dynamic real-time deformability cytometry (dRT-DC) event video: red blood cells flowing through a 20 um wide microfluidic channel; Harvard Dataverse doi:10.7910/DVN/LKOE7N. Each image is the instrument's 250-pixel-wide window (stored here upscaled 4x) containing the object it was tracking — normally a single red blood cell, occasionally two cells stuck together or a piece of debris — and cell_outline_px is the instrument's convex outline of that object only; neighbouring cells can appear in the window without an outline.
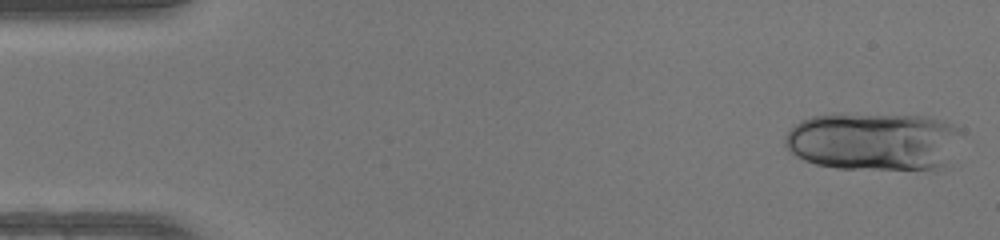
{"species": "human", "species_latin": "Homo sapiens", "temperature_condition": "warm", "stored_images_in_passage": 29, "segment_of_instrument_passage": [1, 2], "camera_frame_rate_fps": 3000, "um_per_image_px": 0.085, "donor": {"sex": "female"}, "frame": {"image": 1, "passage_image": 1, "time_ms": 0.0, "image_size_px": [1000, 240], "cell_outline_px": [[964, 136], [948, 164], [944, 168], [936, 172], [932, 172], [836, 168], [816, 164], [804, 160], [796, 156], [784, 144], [784, 136], [800, 120], [812, 116], [840, 112], [928, 116], [952, 124], [960, 128]], "centroid_in_image_um": [74.38, 12.04], "position_along_channel_um": 10.6, "area_um2": 62.54}}
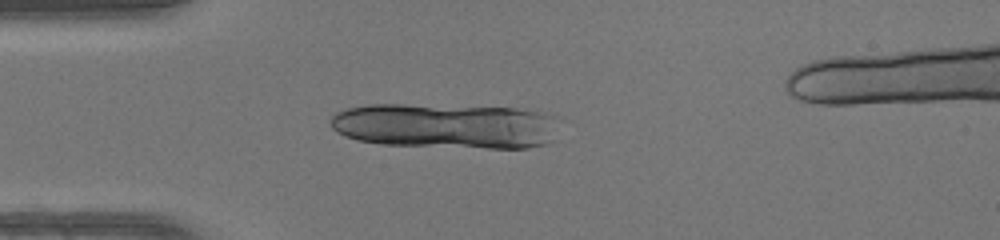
{"frame": {"image": 2, "passage_image": 12, "time_ms": 3.667, "image_size_px": [1000, 240], "cell_outline_px": [[552, 140], [544, 144], [528, 148], [488, 148], [380, 144], [356, 140], [344, 136], [336, 132], [332, 128], [332, 116], [336, 112], [348, 108], [368, 104], [404, 104], [516, 108], [536, 112], [552, 116]], "centroid_in_image_um": [37.76, 10.7], "position_along_channel_um": 47.2, "area_um2": 59.82}}